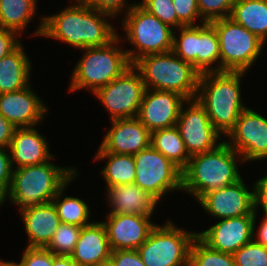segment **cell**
I'll return each mask as SVG.
<instances>
[{
	"label": "cell",
	"mask_w": 267,
	"mask_h": 266,
	"mask_svg": "<svg viewBox=\"0 0 267 266\" xmlns=\"http://www.w3.org/2000/svg\"><path fill=\"white\" fill-rule=\"evenodd\" d=\"M109 214L153 215L158 200L135 183L108 186Z\"/></svg>",
	"instance_id": "603a6c76"
},
{
	"label": "cell",
	"mask_w": 267,
	"mask_h": 266,
	"mask_svg": "<svg viewBox=\"0 0 267 266\" xmlns=\"http://www.w3.org/2000/svg\"><path fill=\"white\" fill-rule=\"evenodd\" d=\"M82 227L60 223L50 242L44 247L55 256H70L78 241Z\"/></svg>",
	"instance_id": "1f68e13d"
},
{
	"label": "cell",
	"mask_w": 267,
	"mask_h": 266,
	"mask_svg": "<svg viewBox=\"0 0 267 266\" xmlns=\"http://www.w3.org/2000/svg\"><path fill=\"white\" fill-rule=\"evenodd\" d=\"M245 74L241 71H212L199 76L196 99L222 136L228 134L247 108L241 101L240 88L241 77Z\"/></svg>",
	"instance_id": "7a4b0ae2"
},
{
	"label": "cell",
	"mask_w": 267,
	"mask_h": 266,
	"mask_svg": "<svg viewBox=\"0 0 267 266\" xmlns=\"http://www.w3.org/2000/svg\"><path fill=\"white\" fill-rule=\"evenodd\" d=\"M178 31L179 37L174 32L172 51L197 70V24L180 27Z\"/></svg>",
	"instance_id": "d6a6232c"
},
{
	"label": "cell",
	"mask_w": 267,
	"mask_h": 266,
	"mask_svg": "<svg viewBox=\"0 0 267 266\" xmlns=\"http://www.w3.org/2000/svg\"><path fill=\"white\" fill-rule=\"evenodd\" d=\"M196 231L175 227L171 221L153 228L137 249L145 266H189L190 247Z\"/></svg>",
	"instance_id": "ba28073f"
},
{
	"label": "cell",
	"mask_w": 267,
	"mask_h": 266,
	"mask_svg": "<svg viewBox=\"0 0 267 266\" xmlns=\"http://www.w3.org/2000/svg\"><path fill=\"white\" fill-rule=\"evenodd\" d=\"M95 159L108 160L104 169L100 171L107 187L134 183L136 169L133 155L98 152Z\"/></svg>",
	"instance_id": "4316f807"
},
{
	"label": "cell",
	"mask_w": 267,
	"mask_h": 266,
	"mask_svg": "<svg viewBox=\"0 0 267 266\" xmlns=\"http://www.w3.org/2000/svg\"><path fill=\"white\" fill-rule=\"evenodd\" d=\"M8 149L15 168L43 164L54 158L46 139L34 127L16 128Z\"/></svg>",
	"instance_id": "ffe728a7"
},
{
	"label": "cell",
	"mask_w": 267,
	"mask_h": 266,
	"mask_svg": "<svg viewBox=\"0 0 267 266\" xmlns=\"http://www.w3.org/2000/svg\"><path fill=\"white\" fill-rule=\"evenodd\" d=\"M265 218H263V221L260 223V226L257 230V234L253 240L265 246L267 248V214H264Z\"/></svg>",
	"instance_id": "f6af8a7d"
},
{
	"label": "cell",
	"mask_w": 267,
	"mask_h": 266,
	"mask_svg": "<svg viewBox=\"0 0 267 266\" xmlns=\"http://www.w3.org/2000/svg\"><path fill=\"white\" fill-rule=\"evenodd\" d=\"M198 202L207 213L219 219L255 215L254 191H249L243 179L206 193Z\"/></svg>",
	"instance_id": "9a60e30c"
},
{
	"label": "cell",
	"mask_w": 267,
	"mask_h": 266,
	"mask_svg": "<svg viewBox=\"0 0 267 266\" xmlns=\"http://www.w3.org/2000/svg\"><path fill=\"white\" fill-rule=\"evenodd\" d=\"M190 106L182 105L176 127L190 156L215 149L221 134L214 128L205 108L197 99L188 100Z\"/></svg>",
	"instance_id": "7c38bea8"
},
{
	"label": "cell",
	"mask_w": 267,
	"mask_h": 266,
	"mask_svg": "<svg viewBox=\"0 0 267 266\" xmlns=\"http://www.w3.org/2000/svg\"><path fill=\"white\" fill-rule=\"evenodd\" d=\"M55 255L46 248L27 247L17 266H52Z\"/></svg>",
	"instance_id": "8d00e7d4"
},
{
	"label": "cell",
	"mask_w": 267,
	"mask_h": 266,
	"mask_svg": "<svg viewBox=\"0 0 267 266\" xmlns=\"http://www.w3.org/2000/svg\"><path fill=\"white\" fill-rule=\"evenodd\" d=\"M226 136L244 162L267 158V119L254 110H243Z\"/></svg>",
	"instance_id": "4fadbf2b"
},
{
	"label": "cell",
	"mask_w": 267,
	"mask_h": 266,
	"mask_svg": "<svg viewBox=\"0 0 267 266\" xmlns=\"http://www.w3.org/2000/svg\"><path fill=\"white\" fill-rule=\"evenodd\" d=\"M232 255L236 266H267V248L254 240L243 245Z\"/></svg>",
	"instance_id": "836d02e7"
},
{
	"label": "cell",
	"mask_w": 267,
	"mask_h": 266,
	"mask_svg": "<svg viewBox=\"0 0 267 266\" xmlns=\"http://www.w3.org/2000/svg\"><path fill=\"white\" fill-rule=\"evenodd\" d=\"M149 215L108 214L102 222L106 228L111 250H137L157 225Z\"/></svg>",
	"instance_id": "e0dca14e"
},
{
	"label": "cell",
	"mask_w": 267,
	"mask_h": 266,
	"mask_svg": "<svg viewBox=\"0 0 267 266\" xmlns=\"http://www.w3.org/2000/svg\"><path fill=\"white\" fill-rule=\"evenodd\" d=\"M239 157L224 140L211 151L191 156L182 170L181 190L199 201L206 193L236 183L242 179L236 161L243 162V159Z\"/></svg>",
	"instance_id": "3957f363"
},
{
	"label": "cell",
	"mask_w": 267,
	"mask_h": 266,
	"mask_svg": "<svg viewBox=\"0 0 267 266\" xmlns=\"http://www.w3.org/2000/svg\"><path fill=\"white\" fill-rule=\"evenodd\" d=\"M178 21L183 26H194L195 20L200 18L197 0H172Z\"/></svg>",
	"instance_id": "74e56055"
},
{
	"label": "cell",
	"mask_w": 267,
	"mask_h": 266,
	"mask_svg": "<svg viewBox=\"0 0 267 266\" xmlns=\"http://www.w3.org/2000/svg\"><path fill=\"white\" fill-rule=\"evenodd\" d=\"M254 212L255 215L221 219L209 229L197 232V236L212 249L233 254L253 240L257 211Z\"/></svg>",
	"instance_id": "5bb4252c"
},
{
	"label": "cell",
	"mask_w": 267,
	"mask_h": 266,
	"mask_svg": "<svg viewBox=\"0 0 267 266\" xmlns=\"http://www.w3.org/2000/svg\"><path fill=\"white\" fill-rule=\"evenodd\" d=\"M67 186L68 183L52 199L60 221L62 223L73 224L80 227L91 224L87 222L90 216V208L82 199L66 196L61 200V196Z\"/></svg>",
	"instance_id": "f546056e"
},
{
	"label": "cell",
	"mask_w": 267,
	"mask_h": 266,
	"mask_svg": "<svg viewBox=\"0 0 267 266\" xmlns=\"http://www.w3.org/2000/svg\"><path fill=\"white\" fill-rule=\"evenodd\" d=\"M252 189L254 191V211L261 206L264 214H267V175L258 179Z\"/></svg>",
	"instance_id": "7bdbcfd3"
},
{
	"label": "cell",
	"mask_w": 267,
	"mask_h": 266,
	"mask_svg": "<svg viewBox=\"0 0 267 266\" xmlns=\"http://www.w3.org/2000/svg\"><path fill=\"white\" fill-rule=\"evenodd\" d=\"M145 89L140 73L132 65L94 94L115 120L137 117Z\"/></svg>",
	"instance_id": "8fae6325"
},
{
	"label": "cell",
	"mask_w": 267,
	"mask_h": 266,
	"mask_svg": "<svg viewBox=\"0 0 267 266\" xmlns=\"http://www.w3.org/2000/svg\"><path fill=\"white\" fill-rule=\"evenodd\" d=\"M203 22L230 17L234 0H197Z\"/></svg>",
	"instance_id": "d590c367"
},
{
	"label": "cell",
	"mask_w": 267,
	"mask_h": 266,
	"mask_svg": "<svg viewBox=\"0 0 267 266\" xmlns=\"http://www.w3.org/2000/svg\"><path fill=\"white\" fill-rule=\"evenodd\" d=\"M119 40L118 35L107 45L84 49L85 54L72 73L70 92L87 87L94 94L132 66L126 50L115 47L118 46Z\"/></svg>",
	"instance_id": "8992f818"
},
{
	"label": "cell",
	"mask_w": 267,
	"mask_h": 266,
	"mask_svg": "<svg viewBox=\"0 0 267 266\" xmlns=\"http://www.w3.org/2000/svg\"><path fill=\"white\" fill-rule=\"evenodd\" d=\"M189 266H236L233 255L214 250L198 236L190 247Z\"/></svg>",
	"instance_id": "4dcf8cb0"
},
{
	"label": "cell",
	"mask_w": 267,
	"mask_h": 266,
	"mask_svg": "<svg viewBox=\"0 0 267 266\" xmlns=\"http://www.w3.org/2000/svg\"><path fill=\"white\" fill-rule=\"evenodd\" d=\"M210 24L219 38L220 71L246 72L254 65L265 44L263 41L229 17L213 20Z\"/></svg>",
	"instance_id": "9c48e42d"
},
{
	"label": "cell",
	"mask_w": 267,
	"mask_h": 266,
	"mask_svg": "<svg viewBox=\"0 0 267 266\" xmlns=\"http://www.w3.org/2000/svg\"><path fill=\"white\" fill-rule=\"evenodd\" d=\"M151 146L183 170L190 160L176 126L151 132Z\"/></svg>",
	"instance_id": "484cf974"
},
{
	"label": "cell",
	"mask_w": 267,
	"mask_h": 266,
	"mask_svg": "<svg viewBox=\"0 0 267 266\" xmlns=\"http://www.w3.org/2000/svg\"><path fill=\"white\" fill-rule=\"evenodd\" d=\"M110 261L113 266H145L137 250H113Z\"/></svg>",
	"instance_id": "60d3db41"
},
{
	"label": "cell",
	"mask_w": 267,
	"mask_h": 266,
	"mask_svg": "<svg viewBox=\"0 0 267 266\" xmlns=\"http://www.w3.org/2000/svg\"><path fill=\"white\" fill-rule=\"evenodd\" d=\"M123 18L126 38L135 50H127L131 64L139 58L172 51L174 32L172 27L150 14L139 3L129 5ZM138 49V50H137Z\"/></svg>",
	"instance_id": "52a82bcc"
},
{
	"label": "cell",
	"mask_w": 267,
	"mask_h": 266,
	"mask_svg": "<svg viewBox=\"0 0 267 266\" xmlns=\"http://www.w3.org/2000/svg\"><path fill=\"white\" fill-rule=\"evenodd\" d=\"M18 34L12 30L0 28V59L9 55L21 43Z\"/></svg>",
	"instance_id": "b9f144b4"
},
{
	"label": "cell",
	"mask_w": 267,
	"mask_h": 266,
	"mask_svg": "<svg viewBox=\"0 0 267 266\" xmlns=\"http://www.w3.org/2000/svg\"><path fill=\"white\" fill-rule=\"evenodd\" d=\"M16 127L0 114V147L9 148Z\"/></svg>",
	"instance_id": "ee69618b"
},
{
	"label": "cell",
	"mask_w": 267,
	"mask_h": 266,
	"mask_svg": "<svg viewBox=\"0 0 267 266\" xmlns=\"http://www.w3.org/2000/svg\"><path fill=\"white\" fill-rule=\"evenodd\" d=\"M76 169L57 166L50 161L13 169L12 182L6 193L20 210L52 202L57 193L73 178Z\"/></svg>",
	"instance_id": "277c9868"
},
{
	"label": "cell",
	"mask_w": 267,
	"mask_h": 266,
	"mask_svg": "<svg viewBox=\"0 0 267 266\" xmlns=\"http://www.w3.org/2000/svg\"><path fill=\"white\" fill-rule=\"evenodd\" d=\"M37 0H0V28L18 35L36 14Z\"/></svg>",
	"instance_id": "f1b7e54d"
},
{
	"label": "cell",
	"mask_w": 267,
	"mask_h": 266,
	"mask_svg": "<svg viewBox=\"0 0 267 266\" xmlns=\"http://www.w3.org/2000/svg\"><path fill=\"white\" fill-rule=\"evenodd\" d=\"M139 3L150 14L159 18L163 23L172 28H180L183 25L178 21L172 0H142Z\"/></svg>",
	"instance_id": "e575fe53"
},
{
	"label": "cell",
	"mask_w": 267,
	"mask_h": 266,
	"mask_svg": "<svg viewBox=\"0 0 267 266\" xmlns=\"http://www.w3.org/2000/svg\"><path fill=\"white\" fill-rule=\"evenodd\" d=\"M89 266H113L110 260L101 262V263H96L93 265H89Z\"/></svg>",
	"instance_id": "7dc6e473"
},
{
	"label": "cell",
	"mask_w": 267,
	"mask_h": 266,
	"mask_svg": "<svg viewBox=\"0 0 267 266\" xmlns=\"http://www.w3.org/2000/svg\"><path fill=\"white\" fill-rule=\"evenodd\" d=\"M75 2L88 5L102 13L110 15L112 18L117 16L127 4L125 0H75Z\"/></svg>",
	"instance_id": "f35d334b"
},
{
	"label": "cell",
	"mask_w": 267,
	"mask_h": 266,
	"mask_svg": "<svg viewBox=\"0 0 267 266\" xmlns=\"http://www.w3.org/2000/svg\"><path fill=\"white\" fill-rule=\"evenodd\" d=\"M19 212L29 240L27 247L44 248L61 223L53 202L29 207Z\"/></svg>",
	"instance_id": "7402d4cb"
},
{
	"label": "cell",
	"mask_w": 267,
	"mask_h": 266,
	"mask_svg": "<svg viewBox=\"0 0 267 266\" xmlns=\"http://www.w3.org/2000/svg\"><path fill=\"white\" fill-rule=\"evenodd\" d=\"M107 17L111 18L88 5L74 3L59 14L42 17L41 25L34 34L63 41L80 50L100 47L119 35Z\"/></svg>",
	"instance_id": "6da1fadb"
},
{
	"label": "cell",
	"mask_w": 267,
	"mask_h": 266,
	"mask_svg": "<svg viewBox=\"0 0 267 266\" xmlns=\"http://www.w3.org/2000/svg\"><path fill=\"white\" fill-rule=\"evenodd\" d=\"M47 109L29 85L18 91L0 94V114L16 128L36 126L48 112Z\"/></svg>",
	"instance_id": "d6986e66"
},
{
	"label": "cell",
	"mask_w": 267,
	"mask_h": 266,
	"mask_svg": "<svg viewBox=\"0 0 267 266\" xmlns=\"http://www.w3.org/2000/svg\"><path fill=\"white\" fill-rule=\"evenodd\" d=\"M52 266H78L70 256H55Z\"/></svg>",
	"instance_id": "bcb514c9"
},
{
	"label": "cell",
	"mask_w": 267,
	"mask_h": 266,
	"mask_svg": "<svg viewBox=\"0 0 267 266\" xmlns=\"http://www.w3.org/2000/svg\"><path fill=\"white\" fill-rule=\"evenodd\" d=\"M201 22L202 25H197V71L200 74L220 71V46L217 32L210 22ZM217 61L219 66L211 68V65Z\"/></svg>",
	"instance_id": "83f0119b"
},
{
	"label": "cell",
	"mask_w": 267,
	"mask_h": 266,
	"mask_svg": "<svg viewBox=\"0 0 267 266\" xmlns=\"http://www.w3.org/2000/svg\"><path fill=\"white\" fill-rule=\"evenodd\" d=\"M186 101L175 92L145 89L137 118L150 132L176 126Z\"/></svg>",
	"instance_id": "2e32d148"
},
{
	"label": "cell",
	"mask_w": 267,
	"mask_h": 266,
	"mask_svg": "<svg viewBox=\"0 0 267 266\" xmlns=\"http://www.w3.org/2000/svg\"><path fill=\"white\" fill-rule=\"evenodd\" d=\"M132 65L146 89L175 92L187 101L196 99L200 73L173 51L143 56Z\"/></svg>",
	"instance_id": "5b68a950"
},
{
	"label": "cell",
	"mask_w": 267,
	"mask_h": 266,
	"mask_svg": "<svg viewBox=\"0 0 267 266\" xmlns=\"http://www.w3.org/2000/svg\"><path fill=\"white\" fill-rule=\"evenodd\" d=\"M97 152L135 155L151 146V132L137 118L112 120Z\"/></svg>",
	"instance_id": "ac0fdd59"
},
{
	"label": "cell",
	"mask_w": 267,
	"mask_h": 266,
	"mask_svg": "<svg viewBox=\"0 0 267 266\" xmlns=\"http://www.w3.org/2000/svg\"><path fill=\"white\" fill-rule=\"evenodd\" d=\"M8 150L6 147H0V189L5 194L10 189L14 169Z\"/></svg>",
	"instance_id": "ab89813d"
},
{
	"label": "cell",
	"mask_w": 267,
	"mask_h": 266,
	"mask_svg": "<svg viewBox=\"0 0 267 266\" xmlns=\"http://www.w3.org/2000/svg\"><path fill=\"white\" fill-rule=\"evenodd\" d=\"M0 266H17L14 262H6V261H2V260H0Z\"/></svg>",
	"instance_id": "681fc988"
},
{
	"label": "cell",
	"mask_w": 267,
	"mask_h": 266,
	"mask_svg": "<svg viewBox=\"0 0 267 266\" xmlns=\"http://www.w3.org/2000/svg\"><path fill=\"white\" fill-rule=\"evenodd\" d=\"M6 201V194L0 189V206Z\"/></svg>",
	"instance_id": "c3c4849f"
},
{
	"label": "cell",
	"mask_w": 267,
	"mask_h": 266,
	"mask_svg": "<svg viewBox=\"0 0 267 266\" xmlns=\"http://www.w3.org/2000/svg\"><path fill=\"white\" fill-rule=\"evenodd\" d=\"M229 18L266 42L267 0H234Z\"/></svg>",
	"instance_id": "d4e9b609"
},
{
	"label": "cell",
	"mask_w": 267,
	"mask_h": 266,
	"mask_svg": "<svg viewBox=\"0 0 267 266\" xmlns=\"http://www.w3.org/2000/svg\"><path fill=\"white\" fill-rule=\"evenodd\" d=\"M31 62L20 44L9 55L0 59V94L14 92L28 86Z\"/></svg>",
	"instance_id": "cb8c5ba5"
},
{
	"label": "cell",
	"mask_w": 267,
	"mask_h": 266,
	"mask_svg": "<svg viewBox=\"0 0 267 266\" xmlns=\"http://www.w3.org/2000/svg\"><path fill=\"white\" fill-rule=\"evenodd\" d=\"M111 247L102 222H92L83 226L70 255L78 266H89L110 260Z\"/></svg>",
	"instance_id": "44dd1931"
},
{
	"label": "cell",
	"mask_w": 267,
	"mask_h": 266,
	"mask_svg": "<svg viewBox=\"0 0 267 266\" xmlns=\"http://www.w3.org/2000/svg\"><path fill=\"white\" fill-rule=\"evenodd\" d=\"M133 156L134 183L158 201L167 192L182 189V170L152 146Z\"/></svg>",
	"instance_id": "30bf717a"
}]
</instances>
